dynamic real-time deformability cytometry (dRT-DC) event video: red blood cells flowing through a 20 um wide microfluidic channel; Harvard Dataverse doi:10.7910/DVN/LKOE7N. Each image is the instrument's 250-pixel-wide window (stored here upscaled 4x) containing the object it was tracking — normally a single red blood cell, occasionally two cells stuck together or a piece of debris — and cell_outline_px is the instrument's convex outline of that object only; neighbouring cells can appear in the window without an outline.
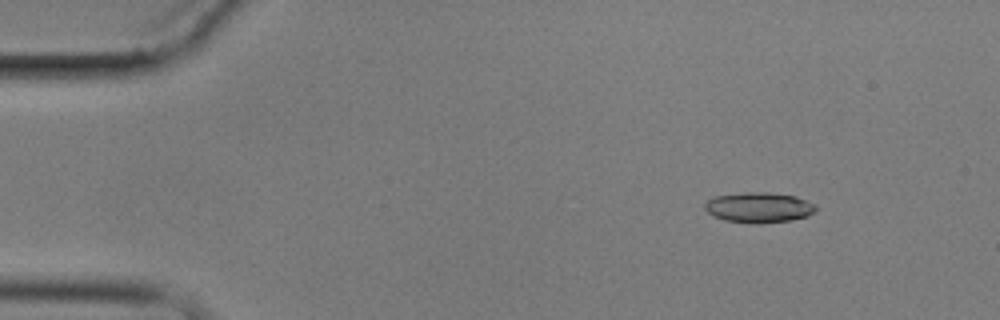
{"species": "common noctule bat (a hibernating species)", "species_latin": "Nyctalus noctula", "temperature_condition": "cold", "stored_images_in_passage": 5, "camera_frame_rate_fps": 3000, "um_per_image_px": 0.085, "animal": {"sex": "male", "body_mass_g": 17.9}, "frame": {"image": 1, "passage_image": 2, "time_ms": 1.333, "image_size_px": [1000, 320], "cell_outline_px": [[816, 212], [808, 216], [792, 220], [760, 224], [724, 220], [708, 212], [704, 208], [704, 204], [712, 196], [744, 192], [768, 192], [796, 196], [816, 204]], "centroid_in_image_um": [64.53, 17.63], "position_along_channel_um": 20.5, "area_um2": 19.83}}
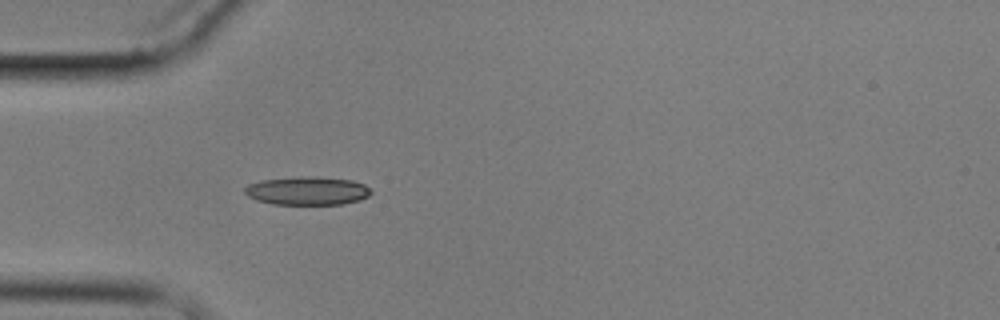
{"frame": {"image": 2, "passage_image": 5, "time_ms": 4.667, "image_size_px": [1000, 320], "cell_outline_px": [[372, 192], [368, 196], [360, 200], [344, 204], [272, 204], [256, 200], [248, 196], [244, 192], [244, 188], [248, 184], [260, 180], [300, 176], [312, 176], [352, 180], [364, 184]], "centroid_in_image_um": [26.1, 16.21], "position_along_channel_um": 58.9, "area_um2": 20.98}}